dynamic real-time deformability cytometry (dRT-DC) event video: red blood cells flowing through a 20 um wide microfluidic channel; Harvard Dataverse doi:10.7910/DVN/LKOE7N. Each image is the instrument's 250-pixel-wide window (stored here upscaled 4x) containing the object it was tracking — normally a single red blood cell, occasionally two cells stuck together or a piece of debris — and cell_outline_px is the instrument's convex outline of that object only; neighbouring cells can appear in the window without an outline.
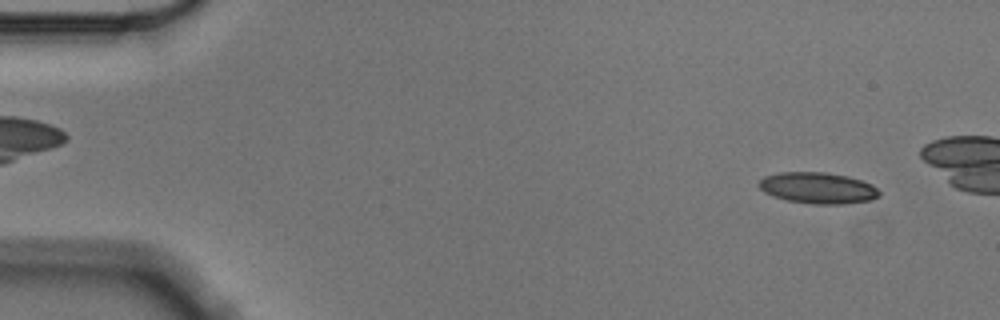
{"species": "Egyptian fruit bat (a non-hibernating species)", "species_latin": "Rousettus aegyptiacus", "temperature_condition": "cold", "stored_images_in_passage": 46, "camera_frame_rate_fps": 3000, "um_per_image_px": 0.085, "animal": {"sex": "male"}, "frame": {"image": 1, "passage_image": 4, "time_ms": 1.0, "image_size_px": [1000, 320], "cell_outline_px": [[880, 196], [872, 200], [844, 204], [812, 204], [788, 200], [772, 196], [764, 192], [756, 184], [764, 176], [780, 172], [824, 172], [848, 176], [872, 184], [880, 192]], "centroid_in_image_um": [69.51, 15.98], "position_along_channel_um": 15.5, "area_um2": 22.02}}
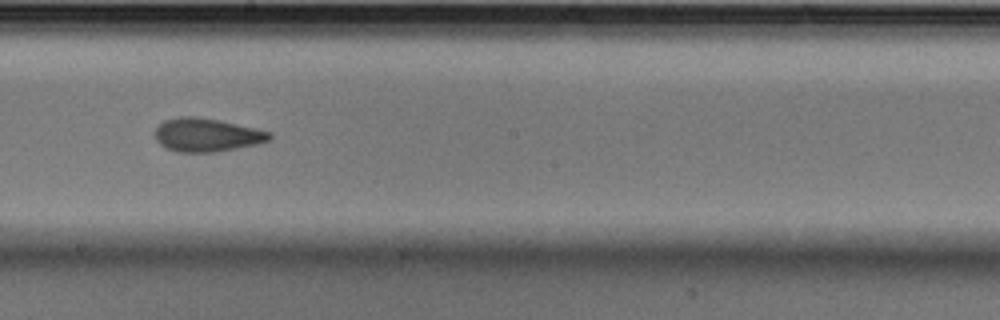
{"frame": {"image": 2, "passage_image": 31, "time_ms": 10.0, "image_size_px": [1000, 320], "cell_outline_px": [[272, 140], [256, 144], [216, 152], [176, 152], [164, 148], [156, 140], [156, 128], [164, 120], [180, 116], [196, 116], [220, 120], [256, 128], [272, 132]], "centroid_in_image_um": [17.59, 11.47], "position_along_channel_um": 230.6, "area_um2": 22.48}}
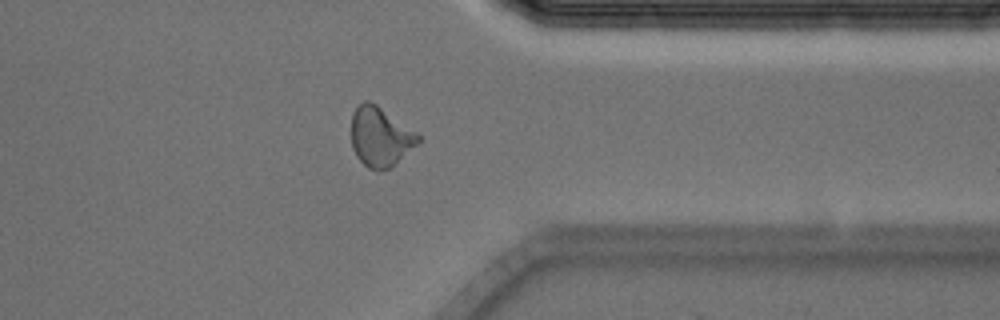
{"frame": {"image": 3, "passage_image": 44, "time_ms": 14.333, "image_size_px": [1000, 320], "cell_outline_px": [[420, 140], [392, 168], [376, 172], [368, 168], [356, 156], [352, 148], [352, 112], [364, 100], [368, 100], [376, 104], [416, 132], [420, 136]], "centroid_in_image_um": [32.3, 11.65], "position_along_channel_um": 379.1, "area_um2": 23.12}}